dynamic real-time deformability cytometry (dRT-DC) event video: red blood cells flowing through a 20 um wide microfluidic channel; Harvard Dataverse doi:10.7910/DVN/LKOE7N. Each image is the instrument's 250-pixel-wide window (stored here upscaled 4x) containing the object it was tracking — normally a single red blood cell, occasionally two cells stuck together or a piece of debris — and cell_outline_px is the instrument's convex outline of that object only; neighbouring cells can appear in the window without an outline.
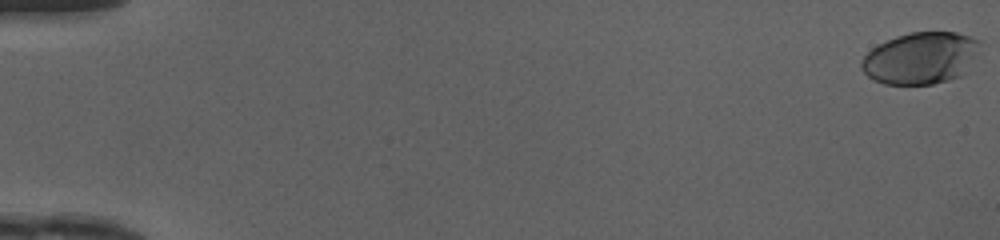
{"species": "human", "species_latin": "Homo sapiens", "temperature_condition": "cold", "stored_images_in_passage": 51, "camera_frame_rate_fps": 3000, "um_per_image_px": 0.085, "donor": {"sex": "female"}, "frame": {"image": 1, "passage_image": 1, "time_ms": 0.0, "image_size_px": [1000, 240], "cell_outline_px": [[980, 44], [960, 76], [948, 80], [932, 84], [884, 84], [872, 80], [860, 68], [860, 60], [872, 48], [896, 36], [912, 32], [956, 32], [980, 40]], "centroid_in_image_um": [78.18, 4.94], "position_along_channel_um": 6.8, "area_um2": 35.26}}
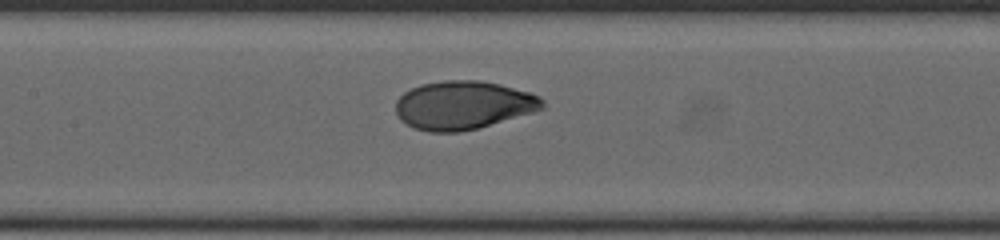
{"frame": {"image": 2, "passage_image": 26, "time_ms": 8.333, "image_size_px": [1000, 240], "cell_outline_px": [[544, 108], [532, 112], [476, 128], [460, 132], [428, 132], [416, 128], [400, 120], [396, 112], [396, 100], [404, 92], [420, 84], [444, 80], [480, 80], [500, 84], [528, 92], [540, 96], [544, 100]], "centroid_in_image_um": [39.36, 8.93], "position_along_channel_um": 168.0, "area_um2": 41.21}}
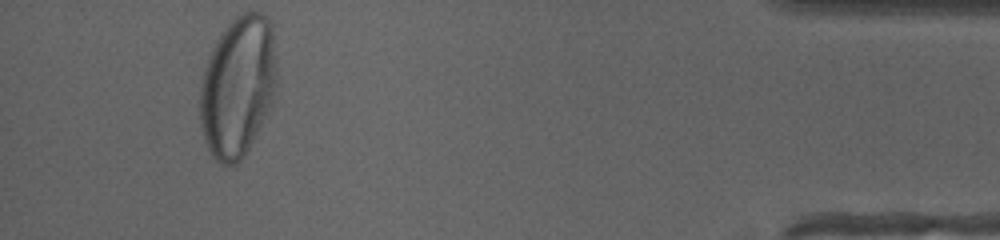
{"frame": {"image": 3, "passage_image": 48, "time_ms": 15.667, "image_size_px": [1000, 240], "cell_outline_px": [[276, 88], [272, 104], [244, 156], [236, 164], [220, 164], [212, 156], [204, 140], [200, 128], [200, 80], [208, 56], [216, 40], [228, 24], [236, 16], [244, 12], [260, 12], [272, 24], [276, 68]], "centroid_in_image_um": [20.2, 7.36], "position_along_channel_um": 415.0, "area_um2": 63.23}, "authors_computed_cell_mechanics": {"area_um2": 40.5756, "velocity_mm_per_s": 4.1638, "shape_relaxation_time_tau1_ms": 4.2323, "shape_relaxation_time_tau2_ms": null, "deformation_change_tau1": 0.2087, "deformation_change_tau2": null}}